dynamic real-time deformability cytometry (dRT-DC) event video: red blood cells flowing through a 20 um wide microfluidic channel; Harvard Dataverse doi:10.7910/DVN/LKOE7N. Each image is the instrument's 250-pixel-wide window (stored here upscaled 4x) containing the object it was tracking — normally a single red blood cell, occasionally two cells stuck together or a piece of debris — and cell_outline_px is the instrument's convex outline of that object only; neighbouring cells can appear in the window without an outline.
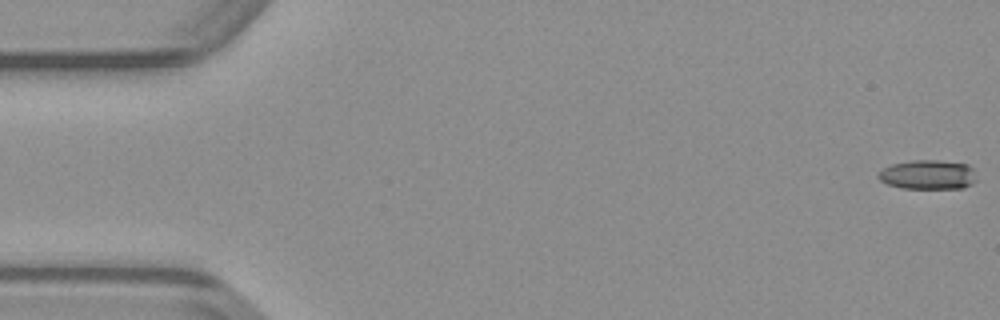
{"species": "common noctule bat (a hibernating species)", "species_latin": "Nyctalus noctula", "temperature_condition": "warm", "stored_images_in_passage": 47, "camera_frame_rate_fps": 3000, "um_per_image_px": 0.085, "animal": {"sex": "male", "body_mass_g": 23.1, "forearm_length_mm": 52.7}, "frame": {"image": 1, "passage_image": 1, "time_ms": 0.0, "image_size_px": [1000, 320], "cell_outline_px": [[976, 180], [972, 184], [964, 188], [900, 188], [888, 184], [880, 180], [876, 176], [876, 172], [880, 168], [892, 164], [912, 160], [940, 160], [968, 164], [972, 168]], "centroid_in_image_um": [78.83, 14.84], "position_along_channel_um": 6.2, "area_um2": 17.05}}
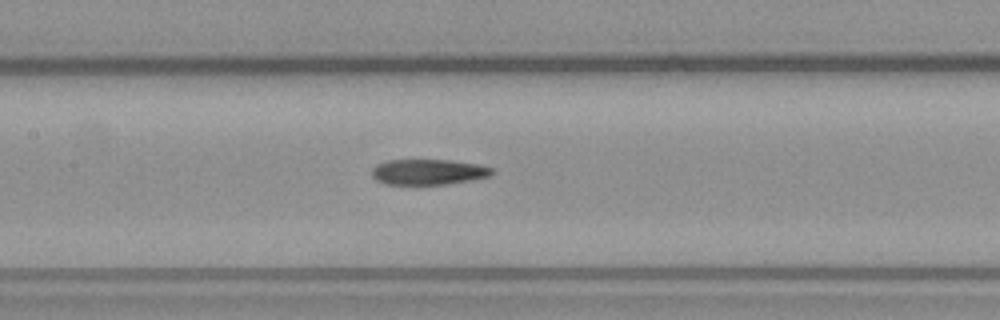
{"frame": {"image": 2, "passage_image": 23, "time_ms": 7.333, "image_size_px": [1000, 320], "cell_outline_px": [[496, 172], [492, 176], [472, 180], [448, 184], [388, 184], [376, 180], [372, 176], [372, 168], [376, 164], [388, 160], [452, 160], [480, 164], [492, 168]], "centroid_in_image_um": [36.47, 14.61], "position_along_channel_um": 170.9, "area_um2": 18.09}}
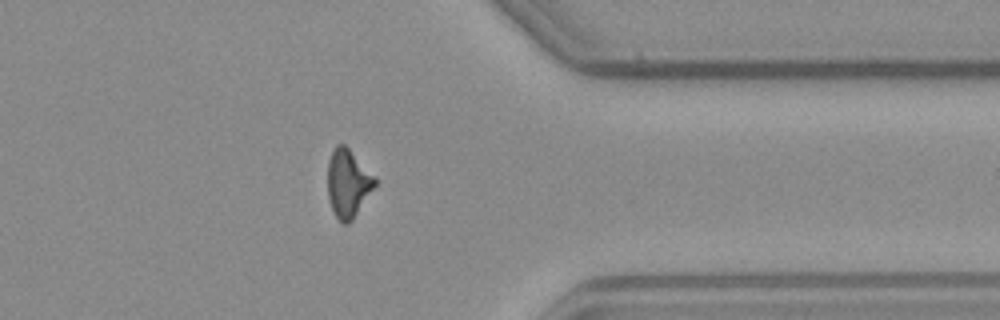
{"frame": {"image": 3, "passage_image": 39, "time_ms": 12.667, "image_size_px": [1000, 320], "cell_outline_px": [[376, 184], [352, 220], [348, 224], [344, 224], [336, 216], [332, 208], [328, 196], [328, 160], [336, 144], [344, 144], [348, 148], [376, 180]], "centroid_in_image_um": [29.54, 15.59], "position_along_channel_um": 381.9, "area_um2": 18.09}}